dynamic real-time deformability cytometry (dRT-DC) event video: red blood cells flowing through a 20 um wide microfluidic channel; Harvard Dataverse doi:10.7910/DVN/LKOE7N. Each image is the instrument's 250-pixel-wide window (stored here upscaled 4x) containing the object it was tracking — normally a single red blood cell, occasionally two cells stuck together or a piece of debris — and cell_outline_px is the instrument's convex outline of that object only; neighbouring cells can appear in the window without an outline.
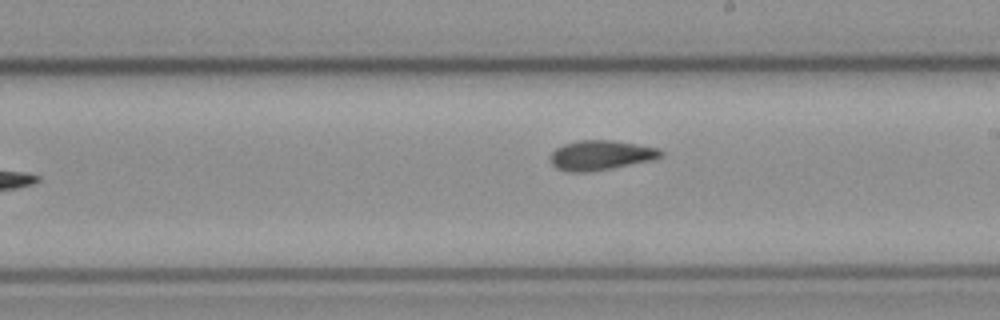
{"species": "common noctule bat (a hibernating species)", "species_latin": "Nyctalus noctula", "temperature_condition": "cold", "stored_images_in_passage": 7, "camera_frame_rate_fps": 3000, "um_per_image_px": 0.085, "animal": {"sex": "female", "body_mass_g": 21.9}, "frame": {"image": 1, "passage_image": 7, "time_ms": 2.0, "image_size_px": [1000, 320], "cell_outline_px": [[664, 152], [660, 156], [652, 160], [592, 172], [568, 172], [556, 168], [552, 164], [552, 152], [556, 148], [564, 144], [576, 140], [612, 140], [660, 148]], "centroid_in_image_um": [51.07, 13.19], "position_along_channel_um": 237.9, "area_um2": 19.13}}